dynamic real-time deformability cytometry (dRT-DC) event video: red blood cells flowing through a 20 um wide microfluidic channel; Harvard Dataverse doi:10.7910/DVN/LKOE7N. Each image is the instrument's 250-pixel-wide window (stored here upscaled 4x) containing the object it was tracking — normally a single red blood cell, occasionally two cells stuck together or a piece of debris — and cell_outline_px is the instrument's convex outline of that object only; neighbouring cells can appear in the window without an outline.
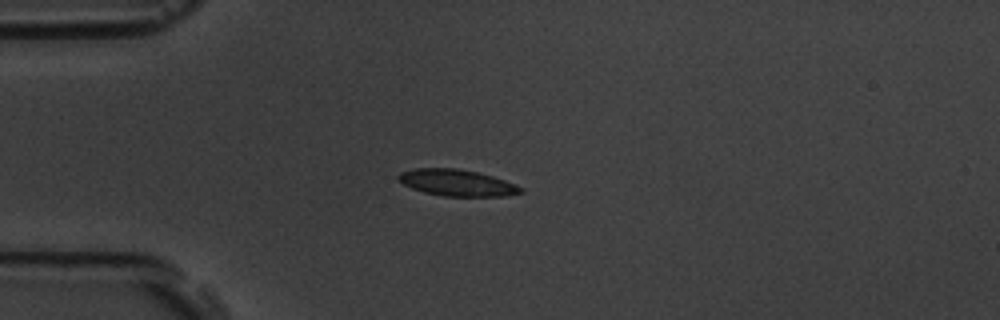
{"species": "common noctule bat (a hibernating species)", "species_latin": "Nyctalus noctula", "temperature_condition": "room temperature", "stored_images_in_passage": 41, "camera_frame_rate_fps": 3000, "um_per_image_px": 0.085, "animal": {"sex": "male", "body_mass_g": 19.5, "forearm_length_mm": 54.6}, "frame": {"image": 1, "passage_image": 1, "time_ms": 0.0, "image_size_px": [1000, 320], "cell_outline_px": [[524, 192], [504, 196], [444, 196], [424, 192], [412, 188], [396, 180], [396, 176], [400, 172], [416, 168], [456, 168], [476, 172], [492, 176], [516, 184], [524, 188]], "centroid_in_image_um": [38.83, 15.53], "position_along_channel_um": 46.2, "area_um2": 18.9}}
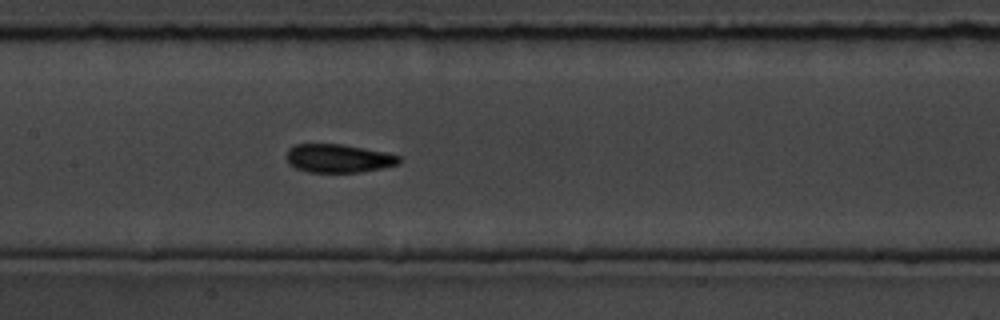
{"frame": {"image": 2, "passage_image": 13, "time_ms": 4.0, "image_size_px": [1000, 320], "cell_outline_px": [[404, 160], [400, 164], [360, 172], [308, 172], [296, 168], [288, 164], [288, 148], [296, 144], [344, 144], [384, 152], [400, 156]], "centroid_in_image_um": [28.8, 13.46], "position_along_channel_um": 178.6, "area_um2": 18.67}}
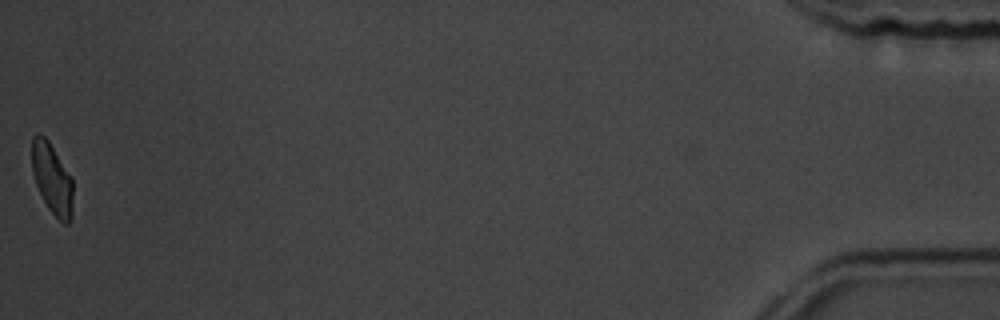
{"frame": {"image": 3, "passage_image": 41, "time_ms": 13.333, "image_size_px": [1000, 320], "cell_outline_px": [[72, 216], [68, 224], [64, 224], [48, 208], [36, 184], [32, 172], [32, 136], [36, 132], [40, 132], [48, 140], [72, 176]], "centroid_in_image_um": [4.43, 15.15], "position_along_channel_um": 430.8, "area_um2": 16.99}, "authors_computed_cell_mechanics": {"area_um2": 18.3804, "velocity_mm_per_s": 3.767, "shape_relaxation_time_tau1_ms": 2.766, "shape_relaxation_time_tau2_ms": 1.1717, "deformation_change_tau1": 0.1103, "deformation_change_tau2": 0.0669}}